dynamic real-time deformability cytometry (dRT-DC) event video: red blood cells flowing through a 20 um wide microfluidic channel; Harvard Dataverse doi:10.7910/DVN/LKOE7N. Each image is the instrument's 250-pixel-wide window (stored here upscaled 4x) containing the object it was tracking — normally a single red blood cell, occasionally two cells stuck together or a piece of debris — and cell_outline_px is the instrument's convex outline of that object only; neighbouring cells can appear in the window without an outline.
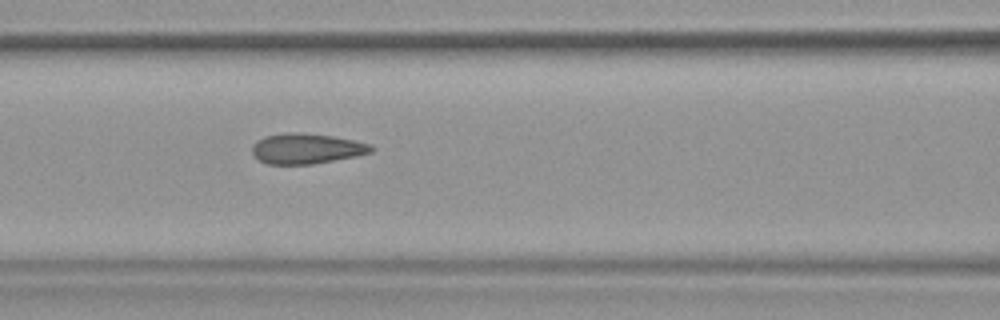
{"species": "common noctule bat (a hibernating species)", "species_latin": "Nyctalus noctula", "temperature_condition": "warm", "stored_images_in_passage": 36, "camera_frame_rate_fps": 3000, "um_per_image_px": 0.085, "animal": {"sex": "female", "body_mass_g": 19.9}, "frame": {"image": 1, "passage_image": 6, "time_ms": 1.667, "image_size_px": [1000, 320], "cell_outline_px": [[376, 148], [372, 152], [356, 156], [312, 164], [268, 164], [260, 160], [252, 152], [252, 144], [256, 140], [264, 136], [288, 132], [300, 132], [332, 136], [372, 144]], "centroid_in_image_um": [26.06, 12.62], "position_along_channel_um": 140.5, "area_um2": 21.1}}